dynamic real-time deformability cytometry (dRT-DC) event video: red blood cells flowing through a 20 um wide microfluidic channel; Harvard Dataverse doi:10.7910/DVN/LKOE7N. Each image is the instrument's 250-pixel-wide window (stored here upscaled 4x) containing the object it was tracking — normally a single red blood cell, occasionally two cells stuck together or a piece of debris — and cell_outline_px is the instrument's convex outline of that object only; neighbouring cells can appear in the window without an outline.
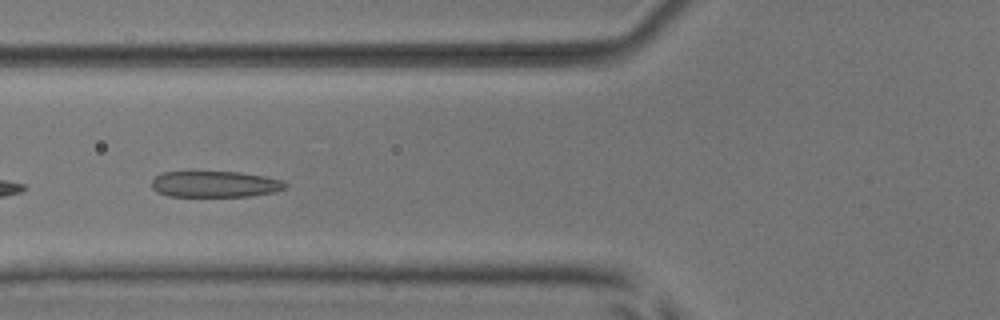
{"species": "common noctule bat (a hibernating species)", "species_latin": "Nyctalus noctula", "temperature_condition": "room temperature", "stored_images_in_passage": 7, "camera_frame_rate_fps": 3000, "um_per_image_px": 0.085, "animal": {"sex": "male", "body_mass_g": 17.9, "forearm_length_mm": 54.2}, "frame": {"image": 1, "passage_image": 6, "time_ms": 1.667, "image_size_px": [1000, 320], "cell_outline_px": [[288, 188], [276, 192], [252, 196], [168, 196], [156, 192], [152, 188], [152, 180], [156, 176], [164, 172], [188, 168], [240, 172], [264, 176], [284, 180], [288, 184]], "centroid_in_image_um": [18.26, 15.6], "position_along_channel_um": 107.5, "area_um2": 21.68}}
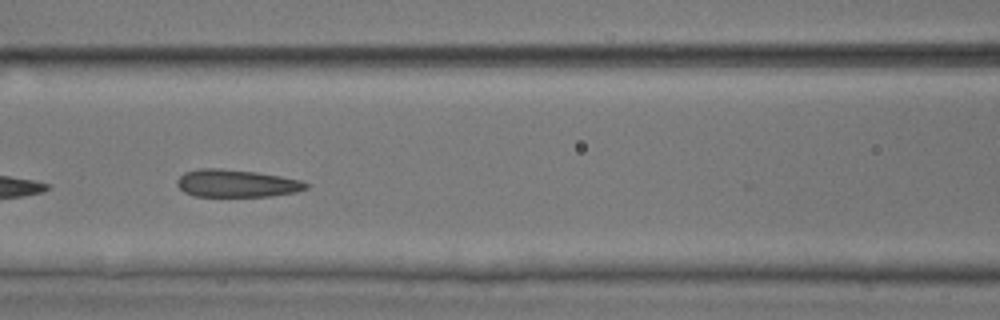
{"frame": {"image": 2, "passage_image": 7, "time_ms": 2.0, "image_size_px": [1000, 320], "cell_outline_px": [[308, 188], [296, 192], [272, 196], [196, 196], [184, 192], [176, 184], [176, 180], [184, 172], [200, 168], [220, 168], [256, 172], [280, 176], [300, 180], [308, 184]], "centroid_in_image_um": [20.08, 15.58], "position_along_channel_um": 146.5, "area_um2": 20.69}}